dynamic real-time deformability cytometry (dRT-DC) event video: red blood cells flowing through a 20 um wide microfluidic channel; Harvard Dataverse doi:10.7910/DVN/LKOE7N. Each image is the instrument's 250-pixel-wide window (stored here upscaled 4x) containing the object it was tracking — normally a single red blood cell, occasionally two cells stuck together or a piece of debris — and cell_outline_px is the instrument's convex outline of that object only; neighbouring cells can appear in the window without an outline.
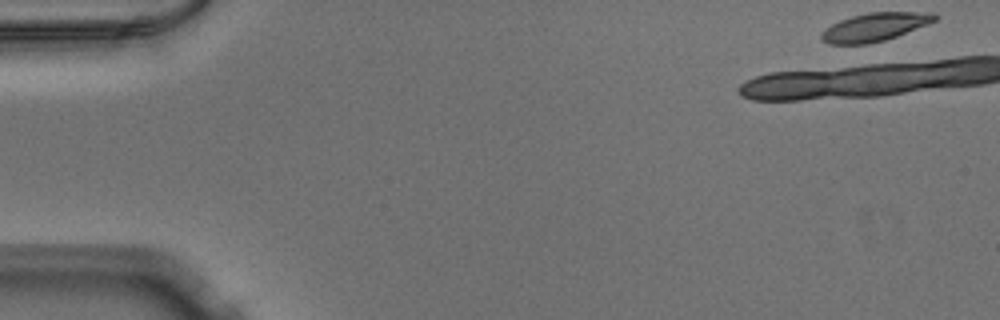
{"species": "Egyptian fruit bat (a non-hibernating species)", "species_latin": "Rousettus aegyptiacus", "temperature_condition": "warm", "stored_images_in_passage": 2, "camera_frame_rate_fps": 3000, "um_per_image_px": 0.085, "animal": {"sex": "male"}, "frame": {"image": 1, "passage_image": 1, "time_ms": 0.0, "image_size_px": [1000, 320], "cell_outline_px": [[940, 16], [936, 20], [928, 24], [896, 36], [884, 40], [868, 44], [828, 44], [820, 40], [820, 32], [832, 24], [840, 20], [852, 16], [868, 12], [936, 12]], "centroid_in_image_um": [74.36, 2.29], "position_along_channel_um": 10.6, "area_um2": 18.84}}